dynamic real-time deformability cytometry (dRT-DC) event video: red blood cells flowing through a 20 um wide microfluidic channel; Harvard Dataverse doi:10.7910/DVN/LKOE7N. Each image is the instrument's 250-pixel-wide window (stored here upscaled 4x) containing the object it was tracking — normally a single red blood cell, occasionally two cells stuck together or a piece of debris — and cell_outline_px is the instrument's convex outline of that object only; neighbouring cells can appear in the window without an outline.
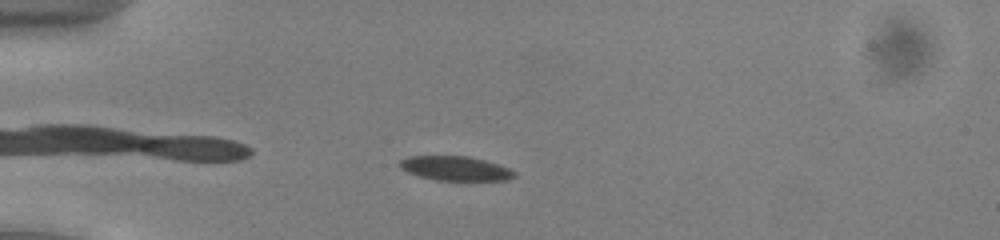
{"species": "common noctule bat (a hibernating species)", "species_latin": "Nyctalus noctula", "temperature_condition": "cold", "stored_images_in_passage": 43, "camera_frame_rate_fps": 3000, "um_per_image_px": 0.085, "animal": {"sex": "male", "body_mass_g": 13.0, "forearm_length_mm": 53.1}, "frame": {"image": 1, "passage_image": 5, "time_ms": 1.333, "image_size_px": [1000, 240], "cell_outline_px": [[516, 176], [504, 180], [436, 180], [420, 176], [408, 172], [400, 168], [400, 160], [408, 156], [468, 156], [484, 160], [508, 168], [516, 172]], "centroid_in_image_um": [38.69, 14.31], "position_along_channel_um": 46.3, "area_um2": 16.07}}
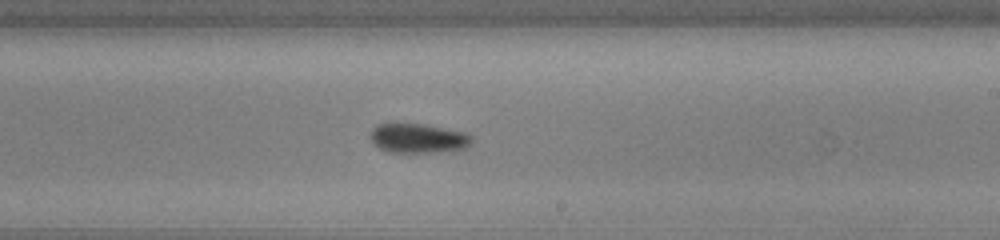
{"frame": {"image": 2, "passage_image": 23, "time_ms": 7.333, "image_size_px": [1000, 240], "cell_outline_px": [[472, 144], [464, 148], [452, 152], [392, 152], [380, 148], [372, 144], [372, 128], [376, 124], [392, 120], [396, 120], [424, 124], [464, 132], [472, 136]], "centroid_in_image_um": [35.52, 11.71], "position_along_channel_um": 253.5, "area_um2": 18.15}}
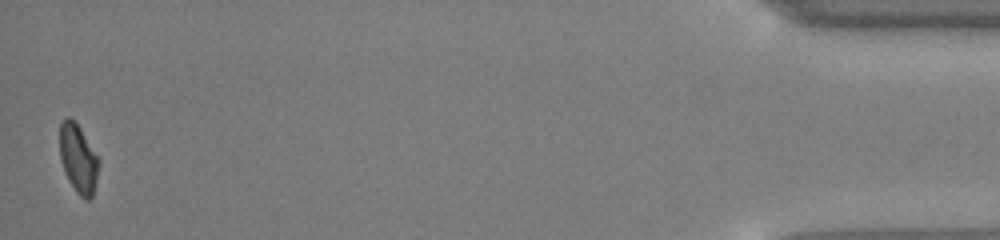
{"frame": {"image": 3, "passage_image": 43, "time_ms": 14.0, "image_size_px": [1000, 240], "cell_outline_px": [[100, 164], [92, 196], [88, 200], [84, 200], [76, 192], [68, 180], [64, 172], [60, 160], [60, 124], [68, 116], [80, 128], [100, 160]], "centroid_in_image_um": [6.65, 13.52], "position_along_channel_um": 428.6, "area_um2": 15.55}, "authors_computed_cell_mechanics": {"area_um2": 17.1666, "velocity_mm_per_s": 3.9067, "shape_relaxation_time_tau1_ms": 2.0956, "shape_relaxation_time_tau2_ms": null, "deformation_change_tau1": 0.0852, "deformation_change_tau2": null}}